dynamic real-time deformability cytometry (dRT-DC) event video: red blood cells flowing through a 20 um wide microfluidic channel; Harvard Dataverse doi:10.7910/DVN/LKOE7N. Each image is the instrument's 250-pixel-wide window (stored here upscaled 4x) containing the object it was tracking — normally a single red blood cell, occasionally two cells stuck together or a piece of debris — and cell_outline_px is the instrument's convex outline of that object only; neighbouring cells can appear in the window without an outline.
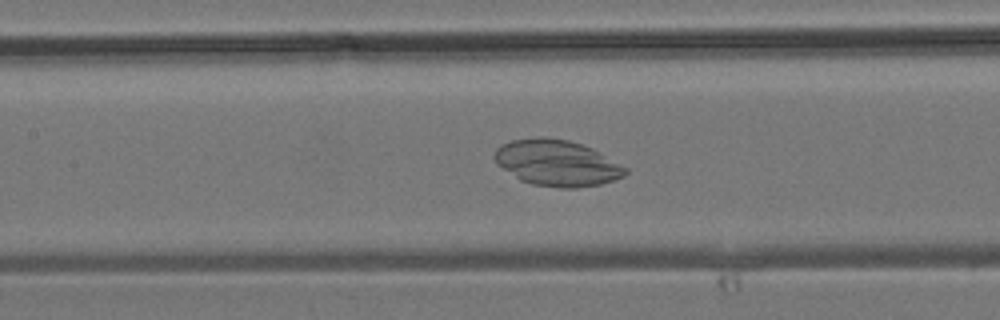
{"species": "common noctule bat (a hibernating species)", "species_latin": "Nyctalus noctula", "temperature_condition": "room temperature", "stored_images_in_passage": 45, "camera_frame_rate_fps": 3000, "um_per_image_px": 0.085, "animal": {"sex": "male", "body_mass_g": 19.2, "forearm_length_mm": 51.8}, "frame": {"image": 1, "passage_image": 21, "time_ms": 6.667, "image_size_px": [1000, 320], "cell_outline_px": [[628, 172], [624, 176], [600, 184], [576, 188], [560, 188], [532, 184], [520, 180], [496, 164], [492, 156], [496, 148], [500, 144], [512, 140], [536, 136], [544, 136], [568, 140], [592, 148], [628, 168]], "centroid_in_image_um": [47.3, 13.84], "position_along_channel_um": 160.1, "area_um2": 35.37}}
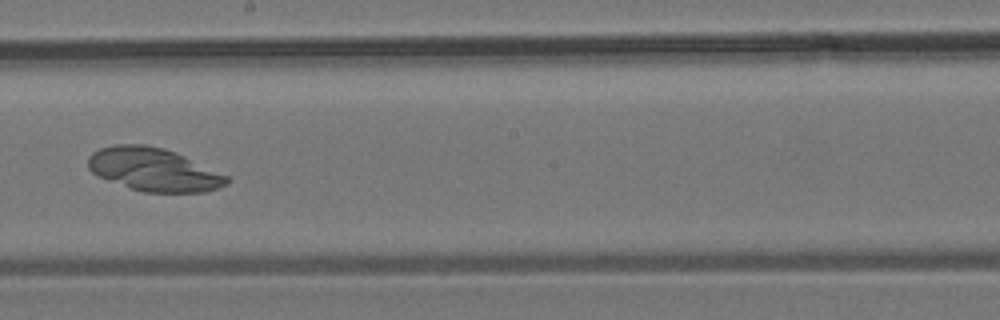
{"frame": {"image": 2, "passage_image": 26, "time_ms": 8.333, "image_size_px": [1000, 320], "cell_outline_px": [[232, 180], [228, 184], [220, 188], [204, 192], [144, 192], [96, 176], [88, 168], [88, 156], [92, 152], [100, 148], [112, 144], [144, 144], [164, 148], [176, 152], [228, 176]], "centroid_in_image_um": [13.07, 14.4], "position_along_channel_um": 235.1, "area_um2": 35.03}}
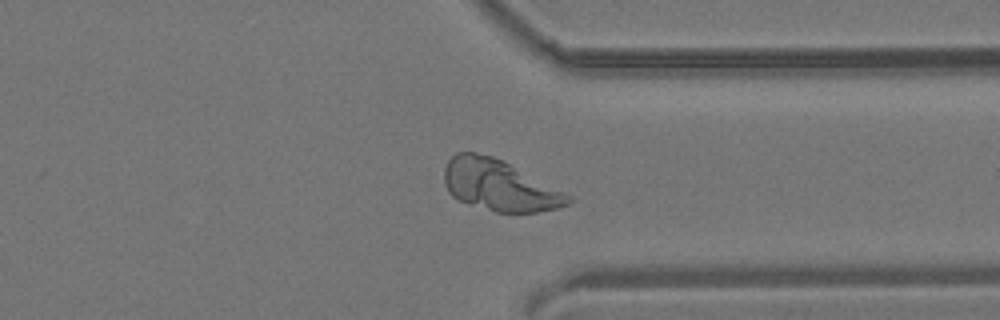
{"frame": {"image": 3, "passage_image": 35, "time_ms": 11.333, "image_size_px": [1000, 320], "cell_outline_px": [[576, 200], [572, 204], [556, 208], [536, 212], [496, 212], [456, 200], [448, 192], [444, 184], [444, 168], [448, 160], [456, 152], [476, 152], [492, 156], [504, 160], [572, 196]], "centroid_in_image_um": [42.45, 15.75], "position_along_channel_um": 369.0, "area_um2": 37.17}}